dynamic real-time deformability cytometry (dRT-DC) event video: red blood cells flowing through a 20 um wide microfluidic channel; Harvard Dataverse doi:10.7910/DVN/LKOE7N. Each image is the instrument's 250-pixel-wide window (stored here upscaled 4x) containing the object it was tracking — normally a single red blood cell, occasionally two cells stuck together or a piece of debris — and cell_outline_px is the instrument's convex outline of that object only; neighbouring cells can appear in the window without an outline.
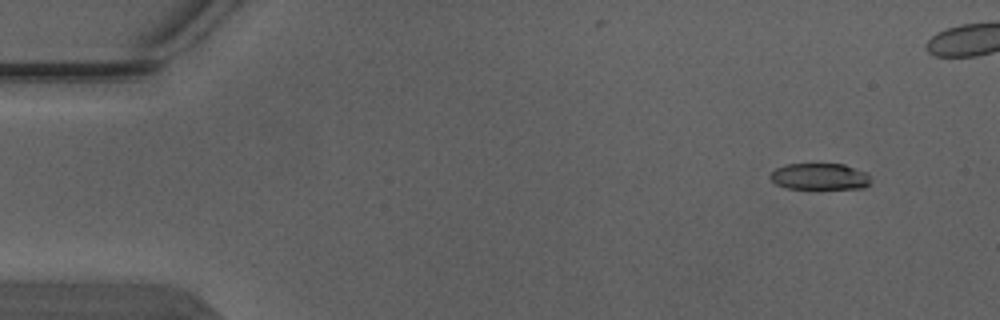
{"species": "Egyptian fruit bat (a non-hibernating species)", "species_latin": "Rousettus aegyptiacus", "temperature_condition": "warm", "stored_images_in_passage": 5, "camera_frame_rate_fps": 3000, "um_per_image_px": 0.085, "animal": {"sex": "male"}, "frame": {"image": 1, "passage_image": 1, "time_ms": 0.0, "image_size_px": [1000, 320], "cell_outline_px": [[872, 180], [864, 188], [788, 188], [776, 184], [768, 176], [776, 168], [788, 164], [844, 164], [868, 172]], "centroid_in_image_um": [69.71, 14.99], "position_along_channel_um": 15.3, "area_um2": 15.49}}